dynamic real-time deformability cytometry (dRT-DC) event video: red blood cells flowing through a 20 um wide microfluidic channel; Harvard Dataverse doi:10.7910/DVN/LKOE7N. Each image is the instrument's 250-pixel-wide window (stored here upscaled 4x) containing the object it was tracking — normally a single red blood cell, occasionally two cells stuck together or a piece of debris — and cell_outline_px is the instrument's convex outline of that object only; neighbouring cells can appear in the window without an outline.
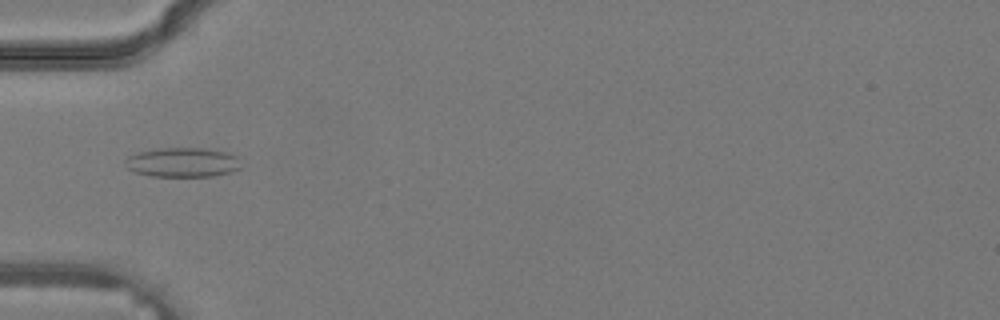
{"species": "common noctule bat (a hibernating species)", "species_latin": "Nyctalus noctula", "temperature_condition": "warm", "stored_images_in_passage": 25, "camera_frame_rate_fps": 3000, "um_per_image_px": 0.085, "animal": {"sex": "male", "body_mass_g": 19.2, "forearm_length_mm": 51.8}, "frame": {"image": 1, "passage_image": 2, "time_ms": 0.333, "image_size_px": [1000, 320], "cell_outline_px": [[240, 168], [232, 172], [212, 176], [152, 176], [136, 172], [128, 168], [124, 164], [124, 160], [128, 156], [140, 152], [160, 148], [204, 148], [224, 152], [236, 156]], "centroid_in_image_um": [15.49, 13.8], "position_along_channel_um": 69.5, "area_um2": 19.65}}
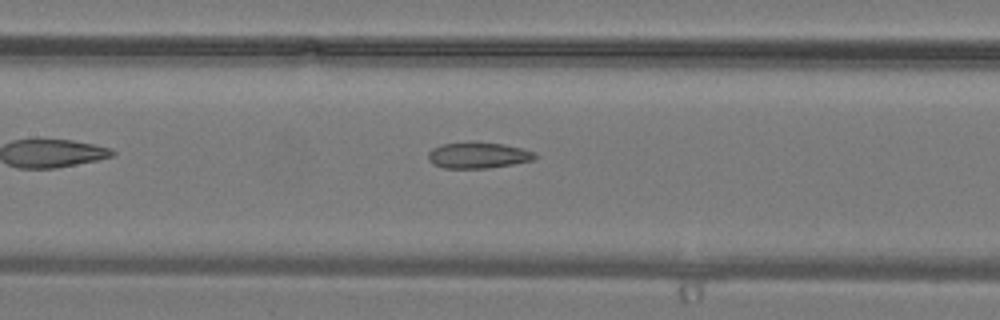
{"frame": {"image": 2, "passage_image": 7, "time_ms": 2.0, "image_size_px": [1000, 320], "cell_outline_px": [[536, 156], [532, 160], [512, 164], [488, 168], [444, 168], [432, 164], [428, 160], [428, 152], [432, 148], [440, 144], [468, 140], [504, 144], [536, 152]], "centroid_in_image_um": [40.57, 13.17], "position_along_channel_um": 166.8, "area_um2": 16.59}}
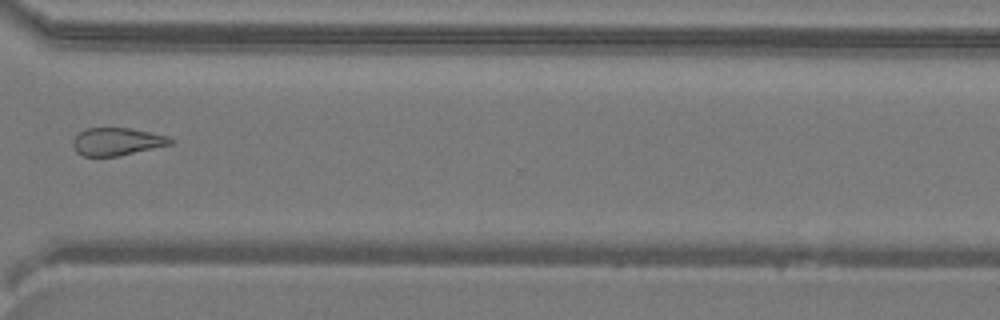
{"frame": {"image": 3, "passage_image": 17, "time_ms": 5.333, "image_size_px": [1000, 320], "cell_outline_px": [[172, 144], [116, 156], [84, 156], [76, 152], [72, 144], [72, 140], [84, 128], [128, 128], [168, 136], [172, 140]], "centroid_in_image_um": [9.89, 12.03], "position_along_channel_um": 360.7, "area_um2": 15.49}}